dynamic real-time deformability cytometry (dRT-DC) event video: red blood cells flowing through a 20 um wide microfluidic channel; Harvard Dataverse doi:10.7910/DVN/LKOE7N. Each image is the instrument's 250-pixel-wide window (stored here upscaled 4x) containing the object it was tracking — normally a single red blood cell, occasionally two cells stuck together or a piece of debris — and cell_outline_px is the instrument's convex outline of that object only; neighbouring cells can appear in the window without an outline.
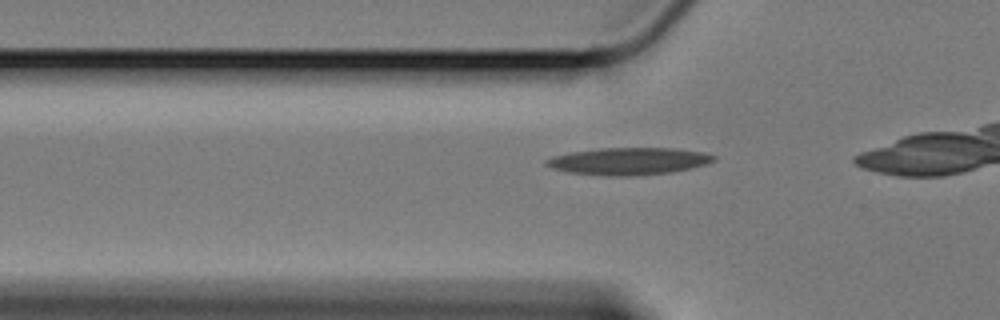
{"species": "Egyptian fruit bat (a non-hibernating species)", "species_latin": "Rousettus aegyptiacus", "temperature_condition": "cold", "stored_images_in_passage": 9, "camera_frame_rate_fps": 3000, "um_per_image_px": 0.085, "animal": {"sex": "female"}, "frame": {"image": 1, "passage_image": 3, "time_ms": 0.667, "image_size_px": [1000, 320], "cell_outline_px": [[716, 160], [708, 164], [672, 172], [636, 176], [604, 176], [568, 172], [552, 168], [544, 164], [544, 160], [552, 156], [572, 152], [600, 148], [676, 148], [704, 152], [716, 156]], "centroid_in_image_um": [53.45, 13.7], "position_along_channel_um": 72.3, "area_um2": 26.82}}
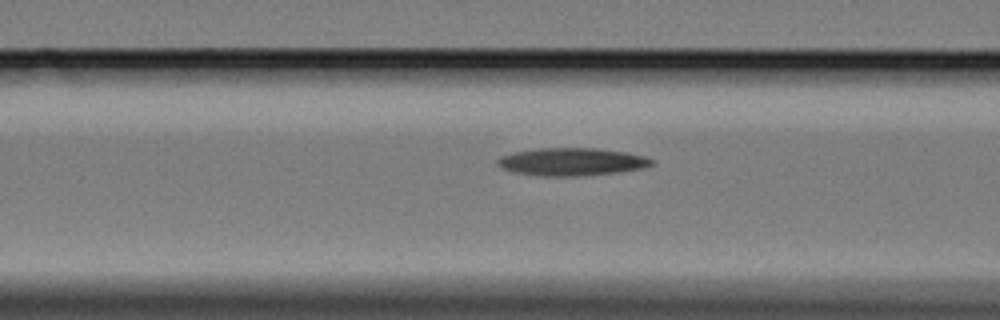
{"frame": {"image": 2, "passage_image": 7, "time_ms": 2.0, "image_size_px": [1000, 320], "cell_outline_px": [[656, 164], [644, 168], [620, 172], [580, 176], [544, 176], [512, 172], [496, 164], [496, 160], [500, 156], [512, 152], [540, 148], [596, 148], [628, 152], [648, 156], [656, 160]], "centroid_in_image_um": [48.67, 13.75], "position_along_channel_um": 117.9, "area_um2": 25.37}}